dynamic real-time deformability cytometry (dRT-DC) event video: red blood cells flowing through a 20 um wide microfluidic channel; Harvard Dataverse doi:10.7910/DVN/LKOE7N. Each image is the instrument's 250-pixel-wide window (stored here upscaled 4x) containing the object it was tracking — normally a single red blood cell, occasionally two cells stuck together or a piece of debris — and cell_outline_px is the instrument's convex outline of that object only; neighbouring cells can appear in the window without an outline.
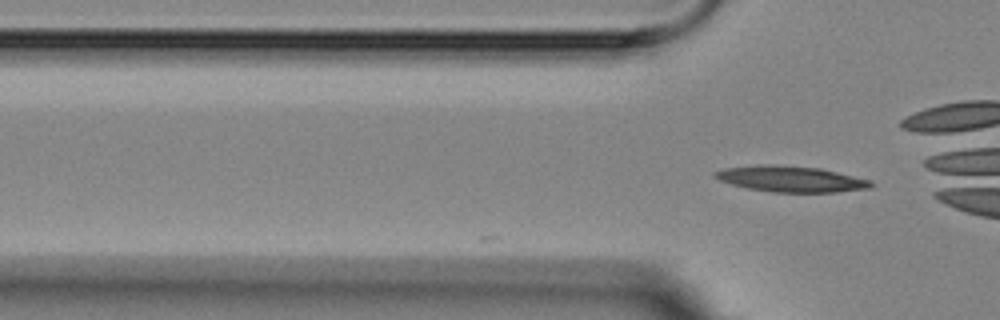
{"species": "Egyptian fruit bat (a non-hibernating species)", "species_latin": "Rousettus aegyptiacus", "temperature_condition": "room temperature", "stored_images_in_passage": 3, "camera_frame_rate_fps": 3000, "um_per_image_px": 0.085, "animal": {"sex": "female"}, "frame": {"image": 1, "passage_image": 3, "time_ms": 2.333, "image_size_px": [1000, 320], "cell_outline_px": [[876, 184], [872, 188], [836, 192], [772, 192], [748, 188], [732, 184], [720, 180], [712, 176], [712, 172], [724, 168], [756, 164], [772, 164], [820, 168], [872, 180]], "centroid_in_image_um": [67.24, 15.2], "position_along_channel_um": 58.6, "area_um2": 23.81}}